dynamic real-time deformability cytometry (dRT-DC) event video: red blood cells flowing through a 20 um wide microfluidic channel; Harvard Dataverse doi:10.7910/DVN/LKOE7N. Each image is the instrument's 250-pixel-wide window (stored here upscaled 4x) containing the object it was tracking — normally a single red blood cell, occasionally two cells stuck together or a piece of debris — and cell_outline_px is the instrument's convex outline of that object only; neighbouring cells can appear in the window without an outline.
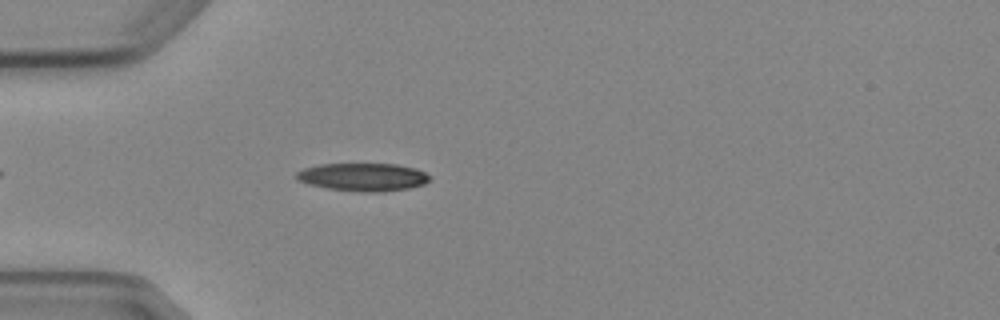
{"species": "Egyptian fruit bat (a non-hibernating species)", "species_latin": "Rousettus aegyptiacus", "temperature_condition": "cold", "stored_images_in_passage": 5, "camera_frame_rate_fps": 3000, "um_per_image_px": 0.085, "animal": {"sex": "female"}, "frame": {"image": 1, "passage_image": 5, "time_ms": 4.667, "image_size_px": [1000, 320], "cell_outline_px": [[432, 176], [424, 184], [408, 188], [384, 192], [360, 192], [328, 188], [308, 184], [296, 180], [296, 172], [304, 168], [320, 164], [396, 164], [416, 168]], "centroid_in_image_um": [30.85, 15.05], "position_along_channel_um": 54.1, "area_um2": 21.79}}